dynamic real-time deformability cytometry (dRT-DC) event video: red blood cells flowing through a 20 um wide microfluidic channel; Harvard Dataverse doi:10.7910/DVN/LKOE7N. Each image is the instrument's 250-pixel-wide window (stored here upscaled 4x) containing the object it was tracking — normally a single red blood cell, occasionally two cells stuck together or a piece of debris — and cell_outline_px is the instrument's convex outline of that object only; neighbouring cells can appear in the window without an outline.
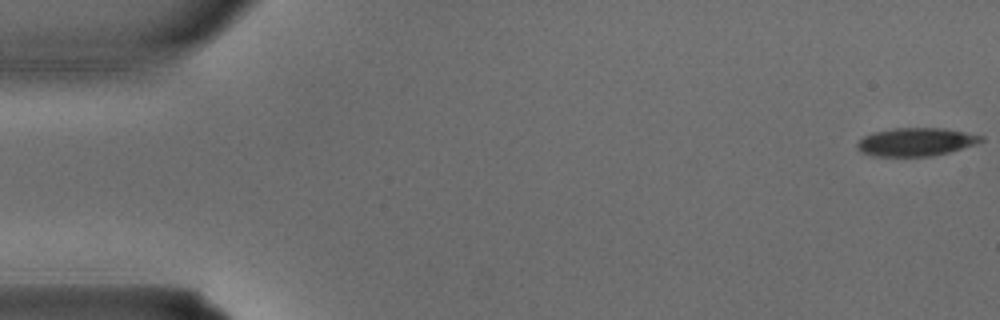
{"species": "common noctule bat (a hibernating species)", "species_latin": "Nyctalus noctula", "temperature_condition": "warm", "stored_images_in_passage": 3, "camera_frame_rate_fps": 3000, "um_per_image_px": 0.085, "animal": {"sex": "male", "body_mass_g": 15.6}, "frame": {"image": 1, "passage_image": 1, "time_ms": 0.0, "image_size_px": [1000, 320], "cell_outline_px": [[984, 140], [976, 144], [948, 152], [932, 156], [872, 156], [860, 152], [856, 144], [864, 136], [876, 132], [896, 128], [944, 128], [984, 136]], "centroid_in_image_um": [77.86, 12.07], "position_along_channel_um": 7.1, "area_um2": 20.17}}